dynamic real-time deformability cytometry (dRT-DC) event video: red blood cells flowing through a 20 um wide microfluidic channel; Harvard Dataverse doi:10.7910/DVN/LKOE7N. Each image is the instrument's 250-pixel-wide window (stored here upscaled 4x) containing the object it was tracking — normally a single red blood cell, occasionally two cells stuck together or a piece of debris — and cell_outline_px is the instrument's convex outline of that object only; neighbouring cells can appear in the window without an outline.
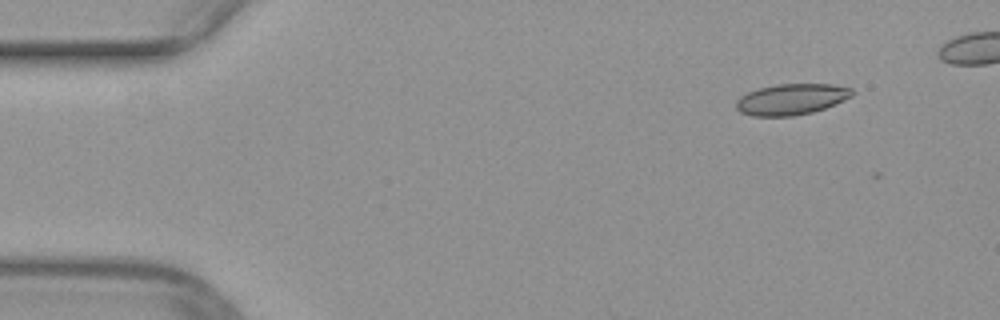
{"species": "common noctule bat (a hibernating species)", "species_latin": "Nyctalus noctula", "temperature_condition": "warm", "stored_images_in_passage": 8, "camera_frame_rate_fps": 3000, "um_per_image_px": 0.085, "animal": {"sex": "female", "body_mass_g": 29.2, "forearm_length_mm": 56.3}, "frame": {"image": 1, "passage_image": 4, "time_ms": 1.0, "image_size_px": [1000, 320], "cell_outline_px": [[852, 96], [836, 104], [812, 112], [792, 116], [752, 116], [740, 112], [736, 108], [736, 100], [740, 96], [748, 92], [760, 88], [780, 84], [832, 84], [852, 88]], "centroid_in_image_um": [67.26, 8.44], "position_along_channel_um": 17.7, "area_um2": 20.87}}